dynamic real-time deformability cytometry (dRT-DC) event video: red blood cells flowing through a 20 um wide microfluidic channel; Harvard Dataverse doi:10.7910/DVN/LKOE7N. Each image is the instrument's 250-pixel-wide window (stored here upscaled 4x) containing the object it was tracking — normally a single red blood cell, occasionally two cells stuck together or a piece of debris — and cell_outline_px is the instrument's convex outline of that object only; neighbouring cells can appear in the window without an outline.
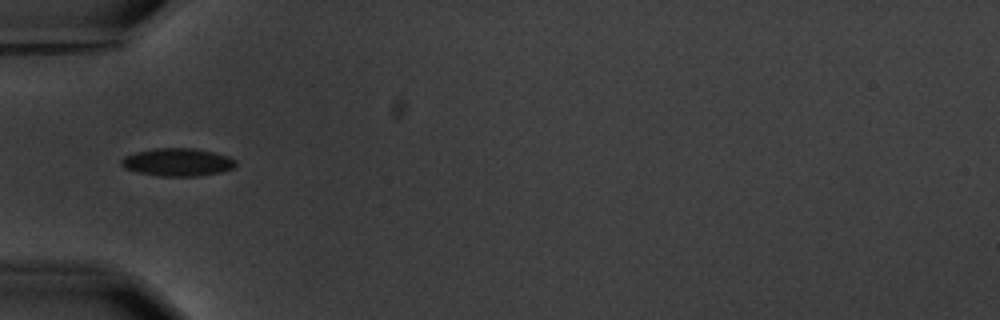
{"species": "common noctule bat (a hibernating species)", "species_latin": "Nyctalus noctula", "temperature_condition": "warm", "stored_images_in_passage": 5, "camera_frame_rate_fps": 3000, "um_per_image_px": 0.085, "animal": {"sex": "male", "body_mass_g": 20.1, "forearm_length_mm": 53.5}, "frame": {"image": 1, "passage_image": 4, "time_ms": 3.667, "image_size_px": [1000, 320], "cell_outline_px": [[236, 164], [232, 168], [220, 172], [200, 176], [160, 176], [140, 172], [124, 168], [120, 164], [120, 160], [124, 156], [136, 152], [156, 148], [196, 148], [228, 156], [236, 160]], "centroid_in_image_um": [15.08, 13.78], "position_along_channel_um": 69.9, "area_um2": 18.5}}
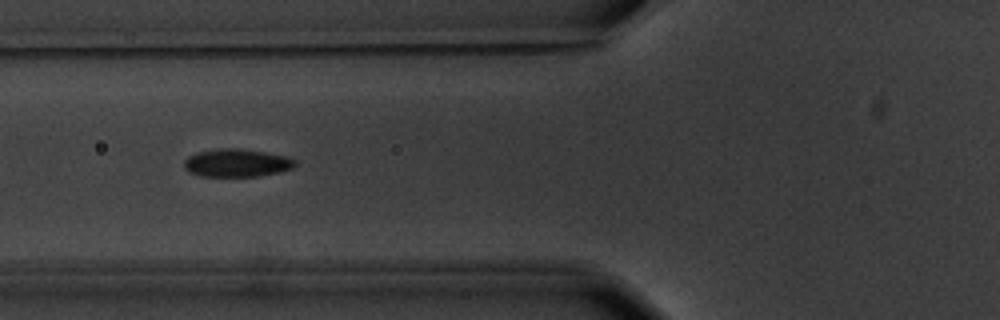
{"frame": {"image": 2, "passage_image": 5, "time_ms": 4.667, "image_size_px": [1000, 320], "cell_outline_px": [[296, 164], [292, 168], [280, 172], [260, 176], [200, 176], [188, 172], [184, 168], [184, 160], [188, 156], [200, 152], [220, 148], [240, 148], [288, 156], [296, 160]], "centroid_in_image_um": [20.13, 13.85], "position_along_channel_um": 105.7, "area_um2": 18.15}}